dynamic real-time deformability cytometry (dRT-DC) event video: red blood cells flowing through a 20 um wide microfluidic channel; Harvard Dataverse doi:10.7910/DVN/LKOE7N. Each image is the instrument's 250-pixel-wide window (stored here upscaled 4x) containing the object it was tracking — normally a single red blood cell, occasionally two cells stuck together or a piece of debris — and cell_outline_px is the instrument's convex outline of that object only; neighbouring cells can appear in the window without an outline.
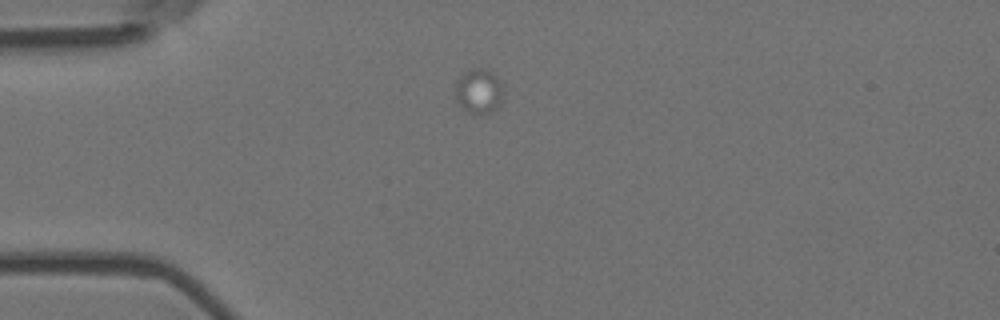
{"species": "Egyptian fruit bat (a non-hibernating species)", "species_latin": "Rousettus aegyptiacus", "temperature_condition": "room temperature", "stored_images_in_passage": 3, "segment_of_instrument_passage": [2, 2], "camera_frame_rate_fps": 3000, "um_per_image_px": 0.085, "animal": {"sex": "female"}, "frame": {"image": 1, "passage_image": 3, "time_ms": 0.667, "image_size_px": [1000, 320], "cell_outline_px": [[504, 92], [500, 104], [488, 116], [480, 116], [468, 112], [456, 100], [456, 80], [464, 72], [472, 68], [488, 68], [504, 84]], "centroid_in_image_um": [40.75, 7.76], "position_along_channel_um": 44.3, "area_um2": 13.06}}